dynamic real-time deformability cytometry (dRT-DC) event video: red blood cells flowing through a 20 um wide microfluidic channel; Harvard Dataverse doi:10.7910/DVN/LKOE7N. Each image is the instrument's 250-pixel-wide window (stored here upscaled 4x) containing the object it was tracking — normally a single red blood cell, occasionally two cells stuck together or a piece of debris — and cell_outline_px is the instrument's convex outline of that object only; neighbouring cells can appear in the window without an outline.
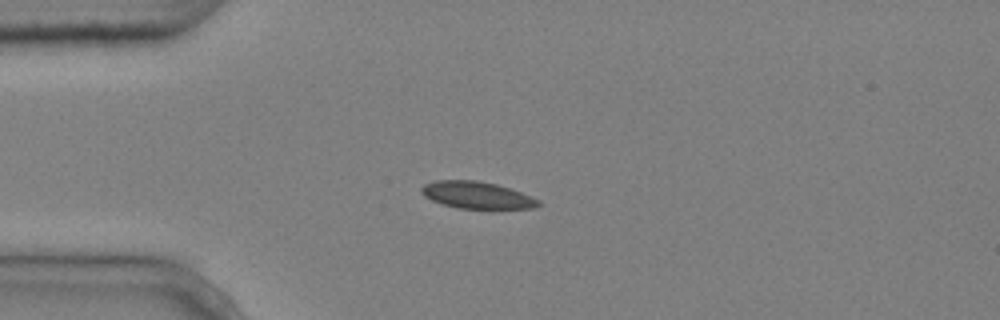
{"species": "common noctule bat (a hibernating species)", "species_latin": "Nyctalus noctula", "temperature_condition": "cold", "stored_images_in_passage": 5, "camera_frame_rate_fps": 3000, "um_per_image_px": 0.085, "animal": {"sex": "male", "body_mass_g": 20.4}, "frame": {"image": 1, "passage_image": 3, "time_ms": 0.667, "image_size_px": [1000, 320], "cell_outline_px": [[540, 204], [532, 208], [492, 212], [456, 208], [432, 200], [424, 196], [420, 192], [420, 188], [424, 184], [436, 180], [476, 180], [496, 184], [532, 196], [540, 200]], "centroid_in_image_um": [40.58, 16.64], "position_along_channel_um": 44.4, "area_um2": 19.31}}
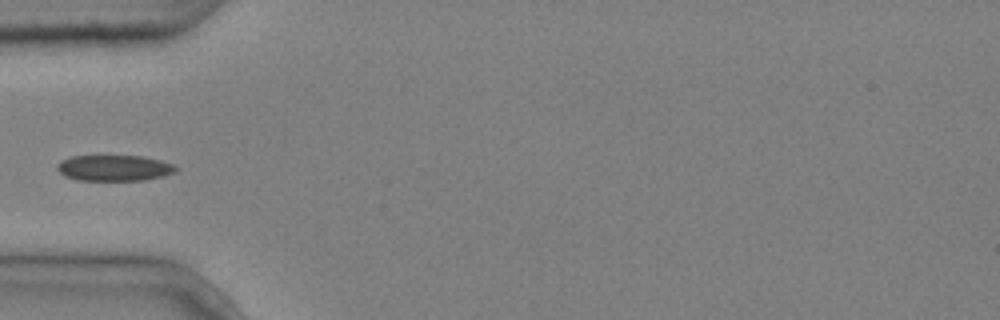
{"frame": {"image": 2, "passage_image": 4, "time_ms": 1.0, "image_size_px": [1000, 320], "cell_outline_px": [[180, 168], [176, 172], [164, 176], [144, 180], [76, 180], [64, 176], [56, 168], [56, 164], [60, 160], [72, 156], [144, 156], [160, 160], [172, 164]], "centroid_in_image_um": [9.71, 14.28], "position_along_channel_um": 75.3, "area_um2": 18.09}}